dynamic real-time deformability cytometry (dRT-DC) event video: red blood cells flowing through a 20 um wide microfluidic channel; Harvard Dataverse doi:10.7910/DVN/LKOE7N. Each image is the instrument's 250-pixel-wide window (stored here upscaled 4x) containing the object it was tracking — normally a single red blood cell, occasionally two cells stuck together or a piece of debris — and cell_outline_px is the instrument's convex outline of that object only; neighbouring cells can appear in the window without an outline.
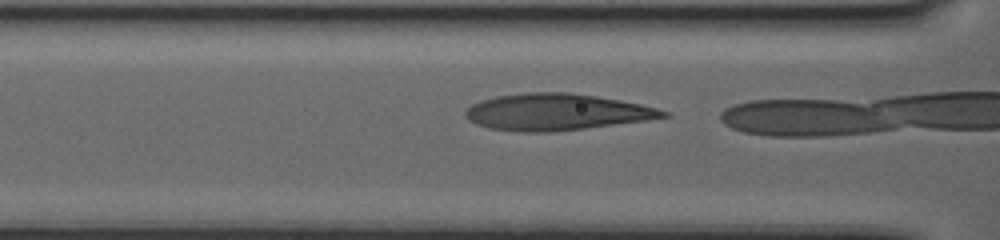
{"species": "human", "species_latin": "Homo sapiens", "temperature_condition": "warm", "stored_images_in_passage": 39, "camera_frame_rate_fps": 3000, "um_per_image_px": 0.085, "donor": {"sex": "female"}, "frame": {"image": 1, "passage_image": 38, "time_ms": 12.333, "image_size_px": [1000, 240], "cell_outline_px": [[672, 116], [648, 120], [584, 128], [548, 132], [520, 132], [488, 128], [476, 124], [464, 116], [464, 112], [472, 104], [480, 100], [496, 96], [524, 92], [568, 92], [596, 96], [620, 100], [640, 104], [656, 108], [668, 112]], "centroid_in_image_um": [47.27, 9.52], "position_along_channel_um": 119.3, "area_um2": 42.14}}